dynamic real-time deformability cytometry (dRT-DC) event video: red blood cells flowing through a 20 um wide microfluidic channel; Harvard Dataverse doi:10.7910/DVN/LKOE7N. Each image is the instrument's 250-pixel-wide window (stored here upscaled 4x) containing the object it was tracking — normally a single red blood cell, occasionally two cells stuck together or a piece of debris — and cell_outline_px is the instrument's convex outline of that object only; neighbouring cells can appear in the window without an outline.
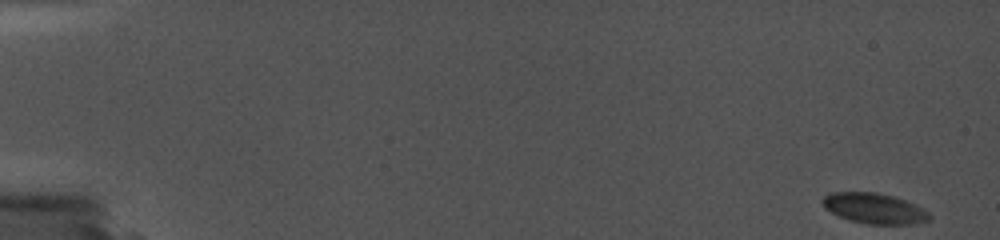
{"species": "common noctule bat (a hibernating species)", "species_latin": "Nyctalus noctula", "temperature_condition": "cold", "stored_images_in_passage": 2, "camera_frame_rate_fps": 5000, "um_per_image_px": 0.085, "animal": {"sex": "female", "body_mass_g": 19.0, "forearm_length_mm": 56.7}, "frame": {"image": 1, "passage_image": 2, "time_ms": 0.4, "image_size_px": [1000, 240], "cell_outline_px": [[932, 216], [928, 220], [916, 224], [868, 224], [848, 220], [824, 208], [820, 200], [824, 196], [832, 192], [876, 192], [896, 196], [928, 212]], "centroid_in_image_um": [74.28, 17.71], "position_along_channel_um": 10.7, "area_um2": 18.96}}